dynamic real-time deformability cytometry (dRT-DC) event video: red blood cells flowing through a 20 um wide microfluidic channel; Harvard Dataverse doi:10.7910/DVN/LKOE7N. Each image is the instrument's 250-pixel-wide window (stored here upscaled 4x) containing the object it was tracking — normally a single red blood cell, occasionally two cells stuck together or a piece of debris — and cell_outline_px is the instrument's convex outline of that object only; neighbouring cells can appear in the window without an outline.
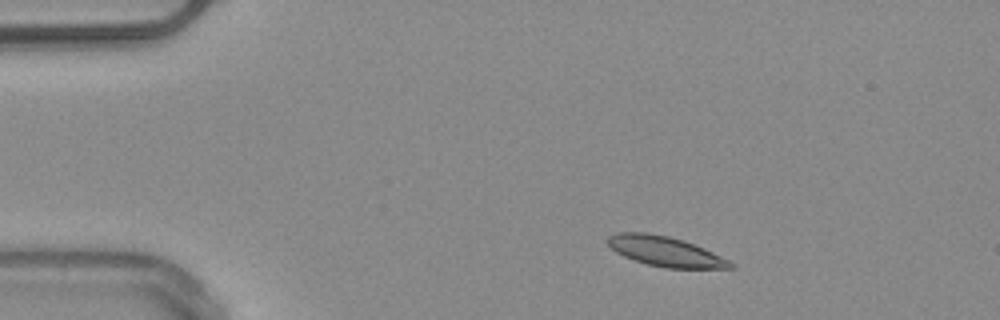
{"species": "common noctule bat (a hibernating species)", "species_latin": "Nyctalus noctula", "temperature_condition": "warm", "stored_images_in_passage": 5, "camera_frame_rate_fps": 3000, "um_per_image_px": 0.085, "animal": {"sex": "male", "body_mass_g": 20.4}, "frame": {"image": 1, "passage_image": 2, "time_ms": 1.333, "image_size_px": [1000, 320], "cell_outline_px": [[736, 268], [664, 268], [632, 260], [616, 252], [604, 240], [608, 236], [620, 232], [648, 232], [668, 236], [684, 240], [704, 248], [736, 264]], "centroid_in_image_um": [56.53, 21.36], "position_along_channel_um": 28.5, "area_um2": 21.5}}
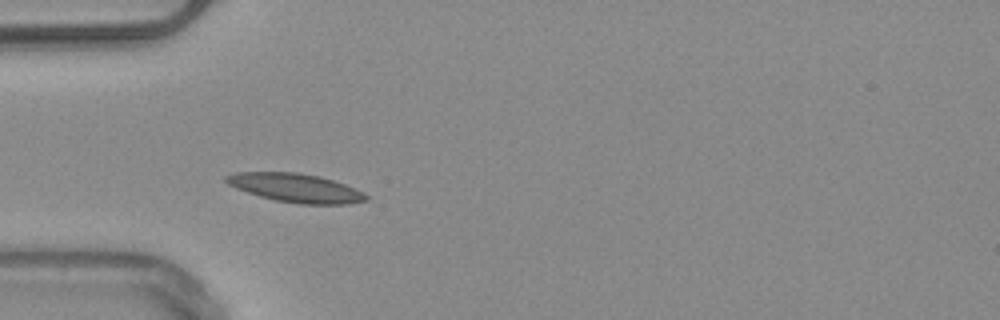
{"frame": {"image": 2, "passage_image": 4, "time_ms": 3.667, "image_size_px": [1000, 320], "cell_outline_px": [[368, 200], [348, 204], [300, 204], [276, 200], [260, 196], [236, 188], [228, 184], [224, 180], [224, 176], [236, 172], [296, 172], [320, 176], [344, 184], [364, 192], [368, 196]], "centroid_in_image_um": [25.13, 15.97], "position_along_channel_um": 59.9, "area_um2": 23.35}}
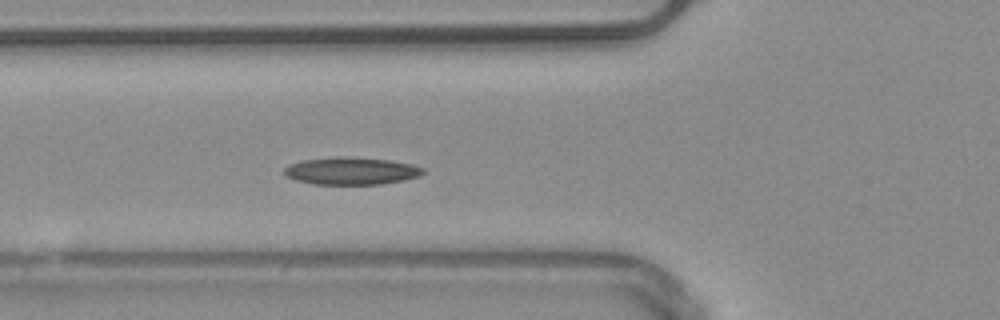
{"frame": {"image": 3, "passage_image": 5, "time_ms": 4.667, "image_size_px": [1000, 320], "cell_outline_px": [[424, 172], [420, 176], [404, 180], [380, 184], [316, 184], [296, 180], [288, 176], [284, 172], [284, 168], [288, 164], [304, 160], [336, 156], [352, 156], [388, 160], [412, 164], [424, 168]], "centroid_in_image_um": [29.87, 14.52], "position_along_channel_um": 95.9, "area_um2": 22.2}}